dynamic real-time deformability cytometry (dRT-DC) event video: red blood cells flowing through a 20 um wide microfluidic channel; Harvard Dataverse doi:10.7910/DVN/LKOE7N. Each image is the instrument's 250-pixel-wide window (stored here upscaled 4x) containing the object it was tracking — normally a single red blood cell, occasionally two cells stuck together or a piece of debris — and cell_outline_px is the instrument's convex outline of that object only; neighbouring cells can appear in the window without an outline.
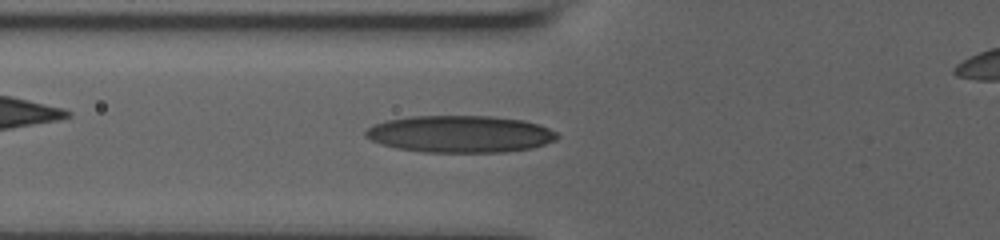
{"species": "human", "species_latin": "Homo sapiens", "temperature_condition": "room temperature", "stored_images_in_passage": 60, "camera_frame_rate_fps": 3000, "um_per_image_px": 0.085, "donor": {"sex": "male"}, "frame": {"image": 1, "passage_image": 16, "time_ms": 4.0, "image_size_px": [1000, 240], "cell_outline_px": [[560, 136], [556, 140], [532, 148], [504, 152], [424, 152], [396, 148], [380, 144], [364, 136], [364, 132], [368, 128], [376, 124], [388, 120], [412, 116], [492, 116], [524, 120], [540, 124], [556, 132]], "centroid_in_image_um": [39.13, 11.39], "position_along_channel_um": 86.7, "area_um2": 41.38}}
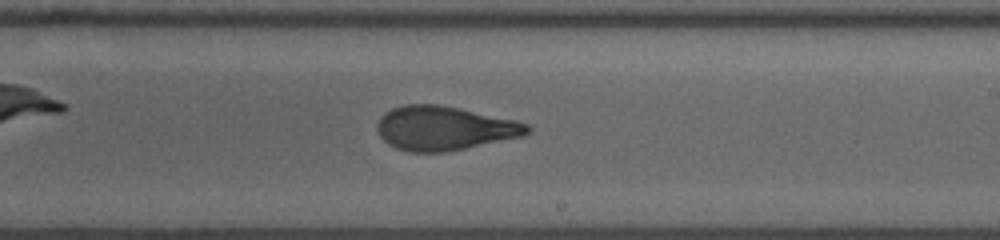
{"frame": {"image": 2, "passage_image": 36, "time_ms": 8.333, "image_size_px": [1000, 240], "cell_outline_px": [[532, 128], [524, 136], [448, 152], [408, 152], [396, 148], [388, 144], [380, 136], [376, 128], [376, 124], [380, 116], [384, 112], [392, 108], [404, 104], [440, 104], [516, 120], [528, 124]], "centroid_in_image_um": [37.75, 10.9], "position_along_channel_um": 251.3, "area_um2": 38.9}}
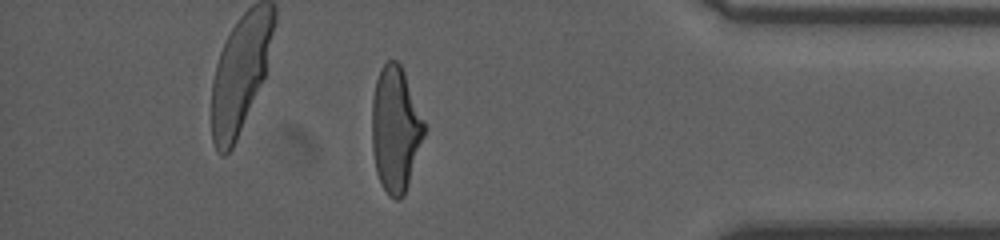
{"frame": {"image": 3, "passage_image": 54, "time_ms": 13.0, "image_size_px": [1000, 240], "cell_outline_px": [[424, 136], [404, 196], [400, 200], [396, 200], [388, 196], [376, 172], [372, 148], [372, 100], [376, 80], [380, 68], [388, 60], [396, 60], [400, 64], [404, 72], [424, 120]], "centroid_in_image_um": [33.6, 10.99], "position_along_channel_um": 401.6, "area_um2": 37.97}}